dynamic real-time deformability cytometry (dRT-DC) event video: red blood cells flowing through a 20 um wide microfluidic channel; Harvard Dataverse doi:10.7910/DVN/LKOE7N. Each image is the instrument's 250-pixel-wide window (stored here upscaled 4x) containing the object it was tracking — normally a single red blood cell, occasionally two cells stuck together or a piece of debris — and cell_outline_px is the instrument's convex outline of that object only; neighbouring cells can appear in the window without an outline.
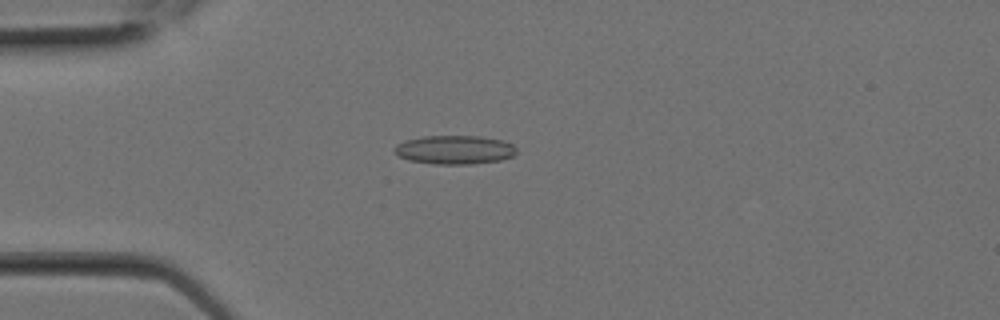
{"species": "Egyptian fruit bat (a non-hibernating species)", "species_latin": "Rousettus aegyptiacus", "temperature_condition": "room temperature", "stored_images_in_passage": 1, "camera_frame_rate_fps": 3000, "um_per_image_px": 0.085, "animal": {"sex": "female"}, "frame": {"image": 1, "passage_image": 1, "time_ms": 0.0, "image_size_px": [1000, 320], "cell_outline_px": [[516, 152], [512, 156], [500, 160], [472, 164], [432, 164], [408, 160], [400, 156], [392, 148], [396, 144], [404, 140], [424, 136], [480, 136], [500, 140], [512, 144], [516, 148]], "centroid_in_image_um": [38.61, 12.73], "position_along_channel_um": 46.4, "area_um2": 20.46}}